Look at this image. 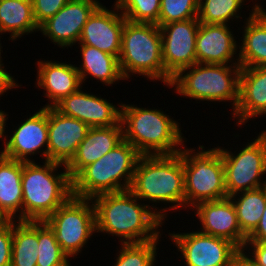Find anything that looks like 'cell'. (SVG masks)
I'll return each mask as SVG.
<instances>
[{
    "label": "cell",
    "mask_w": 266,
    "mask_h": 266,
    "mask_svg": "<svg viewBox=\"0 0 266 266\" xmlns=\"http://www.w3.org/2000/svg\"><path fill=\"white\" fill-rule=\"evenodd\" d=\"M235 207L241 232L248 237L258 226L266 206V186L229 197Z\"/></svg>",
    "instance_id": "obj_29"
},
{
    "label": "cell",
    "mask_w": 266,
    "mask_h": 266,
    "mask_svg": "<svg viewBox=\"0 0 266 266\" xmlns=\"http://www.w3.org/2000/svg\"><path fill=\"white\" fill-rule=\"evenodd\" d=\"M82 89L80 87L76 92L62 98L53 107L65 116L86 123L90 128L108 127L121 123L122 103L115 105L100 94H93L91 91L88 93L86 90L84 92Z\"/></svg>",
    "instance_id": "obj_15"
},
{
    "label": "cell",
    "mask_w": 266,
    "mask_h": 266,
    "mask_svg": "<svg viewBox=\"0 0 266 266\" xmlns=\"http://www.w3.org/2000/svg\"><path fill=\"white\" fill-rule=\"evenodd\" d=\"M81 54V64L76 65L79 72L82 86L86 83V79H96L97 82L103 84V86L116 85V82L126 81L121 73L119 66V59L103 52L96 47H92L85 44H78Z\"/></svg>",
    "instance_id": "obj_24"
},
{
    "label": "cell",
    "mask_w": 266,
    "mask_h": 266,
    "mask_svg": "<svg viewBox=\"0 0 266 266\" xmlns=\"http://www.w3.org/2000/svg\"><path fill=\"white\" fill-rule=\"evenodd\" d=\"M44 222L52 229L62 251L74 259L96 233L95 207L91 199L72 195Z\"/></svg>",
    "instance_id": "obj_9"
},
{
    "label": "cell",
    "mask_w": 266,
    "mask_h": 266,
    "mask_svg": "<svg viewBox=\"0 0 266 266\" xmlns=\"http://www.w3.org/2000/svg\"><path fill=\"white\" fill-rule=\"evenodd\" d=\"M170 236V237H169ZM168 237L180 252L184 266H236L241 249L231 241L202 233L169 232Z\"/></svg>",
    "instance_id": "obj_11"
},
{
    "label": "cell",
    "mask_w": 266,
    "mask_h": 266,
    "mask_svg": "<svg viewBox=\"0 0 266 266\" xmlns=\"http://www.w3.org/2000/svg\"><path fill=\"white\" fill-rule=\"evenodd\" d=\"M121 103L123 139L142 156L171 155L182 150L187 138L184 137L181 124L174 117L171 118L161 108L159 110L155 107L144 108Z\"/></svg>",
    "instance_id": "obj_3"
},
{
    "label": "cell",
    "mask_w": 266,
    "mask_h": 266,
    "mask_svg": "<svg viewBox=\"0 0 266 266\" xmlns=\"http://www.w3.org/2000/svg\"><path fill=\"white\" fill-rule=\"evenodd\" d=\"M241 30L239 65L266 66V9L259 7L248 19H244Z\"/></svg>",
    "instance_id": "obj_23"
},
{
    "label": "cell",
    "mask_w": 266,
    "mask_h": 266,
    "mask_svg": "<svg viewBox=\"0 0 266 266\" xmlns=\"http://www.w3.org/2000/svg\"><path fill=\"white\" fill-rule=\"evenodd\" d=\"M96 233L112 235L120 243L156 240L165 221L129 189L93 197Z\"/></svg>",
    "instance_id": "obj_1"
},
{
    "label": "cell",
    "mask_w": 266,
    "mask_h": 266,
    "mask_svg": "<svg viewBox=\"0 0 266 266\" xmlns=\"http://www.w3.org/2000/svg\"><path fill=\"white\" fill-rule=\"evenodd\" d=\"M161 0H115L114 3L131 22L156 24L160 15Z\"/></svg>",
    "instance_id": "obj_32"
},
{
    "label": "cell",
    "mask_w": 266,
    "mask_h": 266,
    "mask_svg": "<svg viewBox=\"0 0 266 266\" xmlns=\"http://www.w3.org/2000/svg\"><path fill=\"white\" fill-rule=\"evenodd\" d=\"M37 250V266H55L68 258L57 243L52 229L44 221H38Z\"/></svg>",
    "instance_id": "obj_31"
},
{
    "label": "cell",
    "mask_w": 266,
    "mask_h": 266,
    "mask_svg": "<svg viewBox=\"0 0 266 266\" xmlns=\"http://www.w3.org/2000/svg\"><path fill=\"white\" fill-rule=\"evenodd\" d=\"M6 219L0 214V224H2Z\"/></svg>",
    "instance_id": "obj_43"
},
{
    "label": "cell",
    "mask_w": 266,
    "mask_h": 266,
    "mask_svg": "<svg viewBox=\"0 0 266 266\" xmlns=\"http://www.w3.org/2000/svg\"><path fill=\"white\" fill-rule=\"evenodd\" d=\"M161 237L162 234L156 240L142 243H120L112 266H155Z\"/></svg>",
    "instance_id": "obj_30"
},
{
    "label": "cell",
    "mask_w": 266,
    "mask_h": 266,
    "mask_svg": "<svg viewBox=\"0 0 266 266\" xmlns=\"http://www.w3.org/2000/svg\"><path fill=\"white\" fill-rule=\"evenodd\" d=\"M100 0H70L53 17L39 26L45 39L65 50L77 45L88 17L101 4ZM47 37V38H46Z\"/></svg>",
    "instance_id": "obj_14"
},
{
    "label": "cell",
    "mask_w": 266,
    "mask_h": 266,
    "mask_svg": "<svg viewBox=\"0 0 266 266\" xmlns=\"http://www.w3.org/2000/svg\"><path fill=\"white\" fill-rule=\"evenodd\" d=\"M38 221L13 219L11 266H37Z\"/></svg>",
    "instance_id": "obj_28"
},
{
    "label": "cell",
    "mask_w": 266,
    "mask_h": 266,
    "mask_svg": "<svg viewBox=\"0 0 266 266\" xmlns=\"http://www.w3.org/2000/svg\"><path fill=\"white\" fill-rule=\"evenodd\" d=\"M5 110L0 109V140L3 141Z\"/></svg>",
    "instance_id": "obj_40"
},
{
    "label": "cell",
    "mask_w": 266,
    "mask_h": 266,
    "mask_svg": "<svg viewBox=\"0 0 266 266\" xmlns=\"http://www.w3.org/2000/svg\"><path fill=\"white\" fill-rule=\"evenodd\" d=\"M8 116L6 112L3 142L0 144L3 148L1 147L0 153L20 162H35L32 156L36 157L39 153L42 161H48V107H40L32 116L29 114L11 133L6 130Z\"/></svg>",
    "instance_id": "obj_12"
},
{
    "label": "cell",
    "mask_w": 266,
    "mask_h": 266,
    "mask_svg": "<svg viewBox=\"0 0 266 266\" xmlns=\"http://www.w3.org/2000/svg\"><path fill=\"white\" fill-rule=\"evenodd\" d=\"M227 24H202L196 35L197 63L239 64V40Z\"/></svg>",
    "instance_id": "obj_19"
},
{
    "label": "cell",
    "mask_w": 266,
    "mask_h": 266,
    "mask_svg": "<svg viewBox=\"0 0 266 266\" xmlns=\"http://www.w3.org/2000/svg\"><path fill=\"white\" fill-rule=\"evenodd\" d=\"M239 64L196 63L181 70L169 85L176 95L195 101L224 104L229 102L234 112L239 101Z\"/></svg>",
    "instance_id": "obj_6"
},
{
    "label": "cell",
    "mask_w": 266,
    "mask_h": 266,
    "mask_svg": "<svg viewBox=\"0 0 266 266\" xmlns=\"http://www.w3.org/2000/svg\"><path fill=\"white\" fill-rule=\"evenodd\" d=\"M42 164L23 162L22 221H44L72 196L66 166L51 161Z\"/></svg>",
    "instance_id": "obj_4"
},
{
    "label": "cell",
    "mask_w": 266,
    "mask_h": 266,
    "mask_svg": "<svg viewBox=\"0 0 266 266\" xmlns=\"http://www.w3.org/2000/svg\"><path fill=\"white\" fill-rule=\"evenodd\" d=\"M230 115L238 128L249 120L266 117V66L241 68L239 101Z\"/></svg>",
    "instance_id": "obj_20"
},
{
    "label": "cell",
    "mask_w": 266,
    "mask_h": 266,
    "mask_svg": "<svg viewBox=\"0 0 266 266\" xmlns=\"http://www.w3.org/2000/svg\"><path fill=\"white\" fill-rule=\"evenodd\" d=\"M90 127L48 107V161L67 166Z\"/></svg>",
    "instance_id": "obj_17"
},
{
    "label": "cell",
    "mask_w": 266,
    "mask_h": 266,
    "mask_svg": "<svg viewBox=\"0 0 266 266\" xmlns=\"http://www.w3.org/2000/svg\"><path fill=\"white\" fill-rule=\"evenodd\" d=\"M200 22L198 18L162 25V59L165 67V86L181 70L197 63L196 35Z\"/></svg>",
    "instance_id": "obj_13"
},
{
    "label": "cell",
    "mask_w": 266,
    "mask_h": 266,
    "mask_svg": "<svg viewBox=\"0 0 266 266\" xmlns=\"http://www.w3.org/2000/svg\"><path fill=\"white\" fill-rule=\"evenodd\" d=\"M246 242H266V206L258 226L247 237Z\"/></svg>",
    "instance_id": "obj_38"
},
{
    "label": "cell",
    "mask_w": 266,
    "mask_h": 266,
    "mask_svg": "<svg viewBox=\"0 0 266 266\" xmlns=\"http://www.w3.org/2000/svg\"><path fill=\"white\" fill-rule=\"evenodd\" d=\"M199 0H161L159 27L172 22L198 18Z\"/></svg>",
    "instance_id": "obj_33"
},
{
    "label": "cell",
    "mask_w": 266,
    "mask_h": 266,
    "mask_svg": "<svg viewBox=\"0 0 266 266\" xmlns=\"http://www.w3.org/2000/svg\"><path fill=\"white\" fill-rule=\"evenodd\" d=\"M5 34L3 33L1 30H0V39L2 38V35ZM3 46H2V43H1V40H0V65H4L5 63H3V58H2V53H3V50H2Z\"/></svg>",
    "instance_id": "obj_41"
},
{
    "label": "cell",
    "mask_w": 266,
    "mask_h": 266,
    "mask_svg": "<svg viewBox=\"0 0 266 266\" xmlns=\"http://www.w3.org/2000/svg\"><path fill=\"white\" fill-rule=\"evenodd\" d=\"M13 240V219L0 224V266H11Z\"/></svg>",
    "instance_id": "obj_35"
},
{
    "label": "cell",
    "mask_w": 266,
    "mask_h": 266,
    "mask_svg": "<svg viewBox=\"0 0 266 266\" xmlns=\"http://www.w3.org/2000/svg\"><path fill=\"white\" fill-rule=\"evenodd\" d=\"M242 252L256 266H266V242H246Z\"/></svg>",
    "instance_id": "obj_36"
},
{
    "label": "cell",
    "mask_w": 266,
    "mask_h": 266,
    "mask_svg": "<svg viewBox=\"0 0 266 266\" xmlns=\"http://www.w3.org/2000/svg\"><path fill=\"white\" fill-rule=\"evenodd\" d=\"M22 173L23 162L0 153V214L5 219L22 221Z\"/></svg>",
    "instance_id": "obj_25"
},
{
    "label": "cell",
    "mask_w": 266,
    "mask_h": 266,
    "mask_svg": "<svg viewBox=\"0 0 266 266\" xmlns=\"http://www.w3.org/2000/svg\"><path fill=\"white\" fill-rule=\"evenodd\" d=\"M236 266H256V265L241 251Z\"/></svg>",
    "instance_id": "obj_39"
},
{
    "label": "cell",
    "mask_w": 266,
    "mask_h": 266,
    "mask_svg": "<svg viewBox=\"0 0 266 266\" xmlns=\"http://www.w3.org/2000/svg\"><path fill=\"white\" fill-rule=\"evenodd\" d=\"M191 210L201 223L199 231L225 238L243 249L247 237L241 232L234 204L229 197L201 202Z\"/></svg>",
    "instance_id": "obj_18"
},
{
    "label": "cell",
    "mask_w": 266,
    "mask_h": 266,
    "mask_svg": "<svg viewBox=\"0 0 266 266\" xmlns=\"http://www.w3.org/2000/svg\"><path fill=\"white\" fill-rule=\"evenodd\" d=\"M70 0H32L33 14L38 26L53 17Z\"/></svg>",
    "instance_id": "obj_34"
},
{
    "label": "cell",
    "mask_w": 266,
    "mask_h": 266,
    "mask_svg": "<svg viewBox=\"0 0 266 266\" xmlns=\"http://www.w3.org/2000/svg\"><path fill=\"white\" fill-rule=\"evenodd\" d=\"M183 146L185 209L197 204L227 198L225 171L219 148ZM206 149V150H205Z\"/></svg>",
    "instance_id": "obj_8"
},
{
    "label": "cell",
    "mask_w": 266,
    "mask_h": 266,
    "mask_svg": "<svg viewBox=\"0 0 266 266\" xmlns=\"http://www.w3.org/2000/svg\"><path fill=\"white\" fill-rule=\"evenodd\" d=\"M123 140L122 124L90 128L78 146L71 162L66 166L73 179L84 167L97 161Z\"/></svg>",
    "instance_id": "obj_22"
},
{
    "label": "cell",
    "mask_w": 266,
    "mask_h": 266,
    "mask_svg": "<svg viewBox=\"0 0 266 266\" xmlns=\"http://www.w3.org/2000/svg\"><path fill=\"white\" fill-rule=\"evenodd\" d=\"M250 141L237 148V153L231 151L232 147L217 146L223 159L228 197L266 186V130Z\"/></svg>",
    "instance_id": "obj_10"
},
{
    "label": "cell",
    "mask_w": 266,
    "mask_h": 266,
    "mask_svg": "<svg viewBox=\"0 0 266 266\" xmlns=\"http://www.w3.org/2000/svg\"><path fill=\"white\" fill-rule=\"evenodd\" d=\"M247 1L250 2L249 0H199L198 20L202 24H227L231 26V22L232 24L236 20V22H240L241 18L244 17L246 20L259 7L263 8L262 2L258 3L261 0H255V2L251 0L254 4H252V9L249 8L250 4L248 6L245 4ZM243 6H247L250 11L248 17L241 15Z\"/></svg>",
    "instance_id": "obj_27"
},
{
    "label": "cell",
    "mask_w": 266,
    "mask_h": 266,
    "mask_svg": "<svg viewBox=\"0 0 266 266\" xmlns=\"http://www.w3.org/2000/svg\"><path fill=\"white\" fill-rule=\"evenodd\" d=\"M141 156L123 139L111 151L84 167L72 179V195L92 199L100 194L130 189Z\"/></svg>",
    "instance_id": "obj_5"
},
{
    "label": "cell",
    "mask_w": 266,
    "mask_h": 266,
    "mask_svg": "<svg viewBox=\"0 0 266 266\" xmlns=\"http://www.w3.org/2000/svg\"><path fill=\"white\" fill-rule=\"evenodd\" d=\"M119 66L125 80L144 76L165 85L161 31L157 24L125 20ZM139 75V76H138Z\"/></svg>",
    "instance_id": "obj_7"
},
{
    "label": "cell",
    "mask_w": 266,
    "mask_h": 266,
    "mask_svg": "<svg viewBox=\"0 0 266 266\" xmlns=\"http://www.w3.org/2000/svg\"><path fill=\"white\" fill-rule=\"evenodd\" d=\"M0 30L12 42L38 32L32 0H0Z\"/></svg>",
    "instance_id": "obj_26"
},
{
    "label": "cell",
    "mask_w": 266,
    "mask_h": 266,
    "mask_svg": "<svg viewBox=\"0 0 266 266\" xmlns=\"http://www.w3.org/2000/svg\"><path fill=\"white\" fill-rule=\"evenodd\" d=\"M103 4L101 2L88 17L77 44L96 47L119 58L122 30L126 19L115 3L111 8Z\"/></svg>",
    "instance_id": "obj_16"
},
{
    "label": "cell",
    "mask_w": 266,
    "mask_h": 266,
    "mask_svg": "<svg viewBox=\"0 0 266 266\" xmlns=\"http://www.w3.org/2000/svg\"><path fill=\"white\" fill-rule=\"evenodd\" d=\"M6 68V66L0 65V98L5 93H9L7 91H13V89L19 87L22 88V85L14 78L15 76H12V73H9Z\"/></svg>",
    "instance_id": "obj_37"
},
{
    "label": "cell",
    "mask_w": 266,
    "mask_h": 266,
    "mask_svg": "<svg viewBox=\"0 0 266 266\" xmlns=\"http://www.w3.org/2000/svg\"><path fill=\"white\" fill-rule=\"evenodd\" d=\"M129 190L164 221L169 218V211L184 210L183 148L179 153L171 155L141 156ZM159 203H162L160 209Z\"/></svg>",
    "instance_id": "obj_2"
},
{
    "label": "cell",
    "mask_w": 266,
    "mask_h": 266,
    "mask_svg": "<svg viewBox=\"0 0 266 266\" xmlns=\"http://www.w3.org/2000/svg\"><path fill=\"white\" fill-rule=\"evenodd\" d=\"M71 260H72V258L70 259V257H68L63 263L57 264L55 266H72L70 263Z\"/></svg>",
    "instance_id": "obj_42"
},
{
    "label": "cell",
    "mask_w": 266,
    "mask_h": 266,
    "mask_svg": "<svg viewBox=\"0 0 266 266\" xmlns=\"http://www.w3.org/2000/svg\"><path fill=\"white\" fill-rule=\"evenodd\" d=\"M69 62L46 59L36 62L35 87L43 90V96L49 102L42 107H53L62 98L83 87L76 64Z\"/></svg>",
    "instance_id": "obj_21"
}]
</instances>
